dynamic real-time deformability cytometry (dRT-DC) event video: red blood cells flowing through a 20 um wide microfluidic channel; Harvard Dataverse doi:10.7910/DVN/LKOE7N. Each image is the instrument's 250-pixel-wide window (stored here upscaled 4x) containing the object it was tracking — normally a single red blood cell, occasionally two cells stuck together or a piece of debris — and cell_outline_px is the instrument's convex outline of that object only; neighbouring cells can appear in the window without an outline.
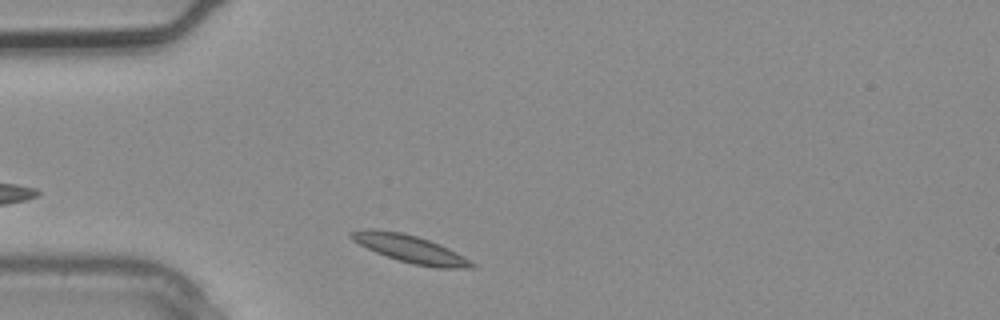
{"species": "common noctule bat (a hibernating species)", "species_latin": "Nyctalus noctula", "temperature_condition": "warm", "stored_images_in_passage": 1, "camera_frame_rate_fps": 3000, "um_per_image_px": 0.085, "animal": {"sex": "male", "body_mass_g": 20.4}, "frame": {"image": 1, "passage_image": 1, "time_ms": 0.0, "image_size_px": [1000, 320], "cell_outline_px": [[476, 268], [436, 268], [412, 264], [376, 252], [352, 240], [348, 236], [348, 232], [368, 228], [372, 228], [404, 232], [440, 244], [456, 252], [476, 264]], "centroid_in_image_um": [34.86, 21.14], "position_along_channel_um": 50.1, "area_um2": 19.36}}